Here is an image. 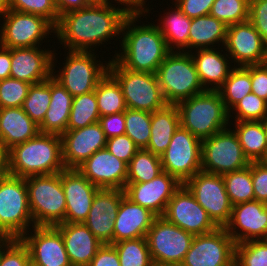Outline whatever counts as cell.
Returning <instances> with one entry per match:
<instances>
[{
	"mask_svg": "<svg viewBox=\"0 0 267 266\" xmlns=\"http://www.w3.org/2000/svg\"><path fill=\"white\" fill-rule=\"evenodd\" d=\"M233 114L234 121H262L267 117V101L251 92L229 110V120L233 118Z\"/></svg>",
	"mask_w": 267,
	"mask_h": 266,
	"instance_id": "44",
	"label": "cell"
},
{
	"mask_svg": "<svg viewBox=\"0 0 267 266\" xmlns=\"http://www.w3.org/2000/svg\"><path fill=\"white\" fill-rule=\"evenodd\" d=\"M91 3H99V2H103V1H106V0H89Z\"/></svg>",
	"mask_w": 267,
	"mask_h": 266,
	"instance_id": "63",
	"label": "cell"
},
{
	"mask_svg": "<svg viewBox=\"0 0 267 266\" xmlns=\"http://www.w3.org/2000/svg\"><path fill=\"white\" fill-rule=\"evenodd\" d=\"M235 245L225 227L195 235L181 266H234Z\"/></svg>",
	"mask_w": 267,
	"mask_h": 266,
	"instance_id": "15",
	"label": "cell"
},
{
	"mask_svg": "<svg viewBox=\"0 0 267 266\" xmlns=\"http://www.w3.org/2000/svg\"><path fill=\"white\" fill-rule=\"evenodd\" d=\"M2 18L4 23L0 26V45L6 48L40 46L44 38L55 34V26L37 14L10 9Z\"/></svg>",
	"mask_w": 267,
	"mask_h": 266,
	"instance_id": "11",
	"label": "cell"
},
{
	"mask_svg": "<svg viewBox=\"0 0 267 266\" xmlns=\"http://www.w3.org/2000/svg\"><path fill=\"white\" fill-rule=\"evenodd\" d=\"M226 110H229L244 96L252 92L250 65L234 66L225 82L217 89Z\"/></svg>",
	"mask_w": 267,
	"mask_h": 266,
	"instance_id": "35",
	"label": "cell"
},
{
	"mask_svg": "<svg viewBox=\"0 0 267 266\" xmlns=\"http://www.w3.org/2000/svg\"><path fill=\"white\" fill-rule=\"evenodd\" d=\"M202 141L179 126L162 154V170L182 184L201 171Z\"/></svg>",
	"mask_w": 267,
	"mask_h": 266,
	"instance_id": "13",
	"label": "cell"
},
{
	"mask_svg": "<svg viewBox=\"0 0 267 266\" xmlns=\"http://www.w3.org/2000/svg\"><path fill=\"white\" fill-rule=\"evenodd\" d=\"M234 266H267V240L236 244Z\"/></svg>",
	"mask_w": 267,
	"mask_h": 266,
	"instance_id": "45",
	"label": "cell"
},
{
	"mask_svg": "<svg viewBox=\"0 0 267 266\" xmlns=\"http://www.w3.org/2000/svg\"><path fill=\"white\" fill-rule=\"evenodd\" d=\"M31 85L11 77L0 80V108L22 107Z\"/></svg>",
	"mask_w": 267,
	"mask_h": 266,
	"instance_id": "47",
	"label": "cell"
},
{
	"mask_svg": "<svg viewBox=\"0 0 267 266\" xmlns=\"http://www.w3.org/2000/svg\"><path fill=\"white\" fill-rule=\"evenodd\" d=\"M220 52L217 47L198 49L193 53L189 52L195 63L200 83L205 90H217L225 82L234 67L232 64L230 65L231 59L226 54L227 52L224 54Z\"/></svg>",
	"mask_w": 267,
	"mask_h": 266,
	"instance_id": "29",
	"label": "cell"
},
{
	"mask_svg": "<svg viewBox=\"0 0 267 266\" xmlns=\"http://www.w3.org/2000/svg\"><path fill=\"white\" fill-rule=\"evenodd\" d=\"M73 96L51 76V101L39 125L40 133L62 135L67 131Z\"/></svg>",
	"mask_w": 267,
	"mask_h": 266,
	"instance_id": "30",
	"label": "cell"
},
{
	"mask_svg": "<svg viewBox=\"0 0 267 266\" xmlns=\"http://www.w3.org/2000/svg\"><path fill=\"white\" fill-rule=\"evenodd\" d=\"M95 96L100 117L125 112L127 109L122 89L109 72L97 84Z\"/></svg>",
	"mask_w": 267,
	"mask_h": 266,
	"instance_id": "36",
	"label": "cell"
},
{
	"mask_svg": "<svg viewBox=\"0 0 267 266\" xmlns=\"http://www.w3.org/2000/svg\"><path fill=\"white\" fill-rule=\"evenodd\" d=\"M114 5L106 0L61 15L54 37L69 51L85 52H93L95 46L98 48L110 38L121 39L124 20L130 13L126 8Z\"/></svg>",
	"mask_w": 267,
	"mask_h": 266,
	"instance_id": "1",
	"label": "cell"
},
{
	"mask_svg": "<svg viewBox=\"0 0 267 266\" xmlns=\"http://www.w3.org/2000/svg\"><path fill=\"white\" fill-rule=\"evenodd\" d=\"M225 229L235 244L267 240V204L253 200L232 206Z\"/></svg>",
	"mask_w": 267,
	"mask_h": 266,
	"instance_id": "19",
	"label": "cell"
},
{
	"mask_svg": "<svg viewBox=\"0 0 267 266\" xmlns=\"http://www.w3.org/2000/svg\"><path fill=\"white\" fill-rule=\"evenodd\" d=\"M31 216L35 226L64 223L66 200L61 172L25 178Z\"/></svg>",
	"mask_w": 267,
	"mask_h": 266,
	"instance_id": "6",
	"label": "cell"
},
{
	"mask_svg": "<svg viewBox=\"0 0 267 266\" xmlns=\"http://www.w3.org/2000/svg\"><path fill=\"white\" fill-rule=\"evenodd\" d=\"M184 185L206 210L217 227H225L231 218L232 204L226 192L222 175L197 172Z\"/></svg>",
	"mask_w": 267,
	"mask_h": 266,
	"instance_id": "14",
	"label": "cell"
},
{
	"mask_svg": "<svg viewBox=\"0 0 267 266\" xmlns=\"http://www.w3.org/2000/svg\"><path fill=\"white\" fill-rule=\"evenodd\" d=\"M10 10L9 0H0V19Z\"/></svg>",
	"mask_w": 267,
	"mask_h": 266,
	"instance_id": "60",
	"label": "cell"
},
{
	"mask_svg": "<svg viewBox=\"0 0 267 266\" xmlns=\"http://www.w3.org/2000/svg\"><path fill=\"white\" fill-rule=\"evenodd\" d=\"M30 253L20 238L0 242V266H30Z\"/></svg>",
	"mask_w": 267,
	"mask_h": 266,
	"instance_id": "46",
	"label": "cell"
},
{
	"mask_svg": "<svg viewBox=\"0 0 267 266\" xmlns=\"http://www.w3.org/2000/svg\"><path fill=\"white\" fill-rule=\"evenodd\" d=\"M250 0H215L210 15L226 26L243 23L249 20Z\"/></svg>",
	"mask_w": 267,
	"mask_h": 266,
	"instance_id": "43",
	"label": "cell"
},
{
	"mask_svg": "<svg viewBox=\"0 0 267 266\" xmlns=\"http://www.w3.org/2000/svg\"><path fill=\"white\" fill-rule=\"evenodd\" d=\"M10 9L37 14L48 19L54 26L58 24L59 15L54 0H9Z\"/></svg>",
	"mask_w": 267,
	"mask_h": 266,
	"instance_id": "48",
	"label": "cell"
},
{
	"mask_svg": "<svg viewBox=\"0 0 267 266\" xmlns=\"http://www.w3.org/2000/svg\"><path fill=\"white\" fill-rule=\"evenodd\" d=\"M9 175L8 152L0 147V182Z\"/></svg>",
	"mask_w": 267,
	"mask_h": 266,
	"instance_id": "59",
	"label": "cell"
},
{
	"mask_svg": "<svg viewBox=\"0 0 267 266\" xmlns=\"http://www.w3.org/2000/svg\"><path fill=\"white\" fill-rule=\"evenodd\" d=\"M51 101V77L32 84L23 103L24 112L39 126L49 109Z\"/></svg>",
	"mask_w": 267,
	"mask_h": 266,
	"instance_id": "40",
	"label": "cell"
},
{
	"mask_svg": "<svg viewBox=\"0 0 267 266\" xmlns=\"http://www.w3.org/2000/svg\"><path fill=\"white\" fill-rule=\"evenodd\" d=\"M215 0H175L177 6L189 18L209 15Z\"/></svg>",
	"mask_w": 267,
	"mask_h": 266,
	"instance_id": "54",
	"label": "cell"
},
{
	"mask_svg": "<svg viewBox=\"0 0 267 266\" xmlns=\"http://www.w3.org/2000/svg\"><path fill=\"white\" fill-rule=\"evenodd\" d=\"M88 266H121L113 244H103Z\"/></svg>",
	"mask_w": 267,
	"mask_h": 266,
	"instance_id": "55",
	"label": "cell"
},
{
	"mask_svg": "<svg viewBox=\"0 0 267 266\" xmlns=\"http://www.w3.org/2000/svg\"><path fill=\"white\" fill-rule=\"evenodd\" d=\"M174 10L164 12L157 27L165 38L166 45L170 51H182L188 53V38L191 26V18L182 12L174 2Z\"/></svg>",
	"mask_w": 267,
	"mask_h": 266,
	"instance_id": "33",
	"label": "cell"
},
{
	"mask_svg": "<svg viewBox=\"0 0 267 266\" xmlns=\"http://www.w3.org/2000/svg\"><path fill=\"white\" fill-rule=\"evenodd\" d=\"M262 123H263V127L266 133V138H267V117L264 120H262Z\"/></svg>",
	"mask_w": 267,
	"mask_h": 266,
	"instance_id": "62",
	"label": "cell"
},
{
	"mask_svg": "<svg viewBox=\"0 0 267 266\" xmlns=\"http://www.w3.org/2000/svg\"><path fill=\"white\" fill-rule=\"evenodd\" d=\"M237 134L245 156L252 161L267 158V138L262 121H235Z\"/></svg>",
	"mask_w": 267,
	"mask_h": 266,
	"instance_id": "34",
	"label": "cell"
},
{
	"mask_svg": "<svg viewBox=\"0 0 267 266\" xmlns=\"http://www.w3.org/2000/svg\"><path fill=\"white\" fill-rule=\"evenodd\" d=\"M61 233L72 266H88L103 245L84 223H60Z\"/></svg>",
	"mask_w": 267,
	"mask_h": 266,
	"instance_id": "27",
	"label": "cell"
},
{
	"mask_svg": "<svg viewBox=\"0 0 267 266\" xmlns=\"http://www.w3.org/2000/svg\"><path fill=\"white\" fill-rule=\"evenodd\" d=\"M11 49L0 45V80L10 77Z\"/></svg>",
	"mask_w": 267,
	"mask_h": 266,
	"instance_id": "57",
	"label": "cell"
},
{
	"mask_svg": "<svg viewBox=\"0 0 267 266\" xmlns=\"http://www.w3.org/2000/svg\"><path fill=\"white\" fill-rule=\"evenodd\" d=\"M251 177L255 200L267 204V163L252 161Z\"/></svg>",
	"mask_w": 267,
	"mask_h": 266,
	"instance_id": "50",
	"label": "cell"
},
{
	"mask_svg": "<svg viewBox=\"0 0 267 266\" xmlns=\"http://www.w3.org/2000/svg\"><path fill=\"white\" fill-rule=\"evenodd\" d=\"M41 46L11 49L10 77L36 84L52 76L53 52Z\"/></svg>",
	"mask_w": 267,
	"mask_h": 266,
	"instance_id": "25",
	"label": "cell"
},
{
	"mask_svg": "<svg viewBox=\"0 0 267 266\" xmlns=\"http://www.w3.org/2000/svg\"><path fill=\"white\" fill-rule=\"evenodd\" d=\"M59 17L67 12L88 7L89 0H54Z\"/></svg>",
	"mask_w": 267,
	"mask_h": 266,
	"instance_id": "56",
	"label": "cell"
},
{
	"mask_svg": "<svg viewBox=\"0 0 267 266\" xmlns=\"http://www.w3.org/2000/svg\"><path fill=\"white\" fill-rule=\"evenodd\" d=\"M100 118L95 91L73 97L67 130L97 123Z\"/></svg>",
	"mask_w": 267,
	"mask_h": 266,
	"instance_id": "38",
	"label": "cell"
},
{
	"mask_svg": "<svg viewBox=\"0 0 267 266\" xmlns=\"http://www.w3.org/2000/svg\"><path fill=\"white\" fill-rule=\"evenodd\" d=\"M30 230L20 239L29 250L33 266H72L63 237L55 226H34Z\"/></svg>",
	"mask_w": 267,
	"mask_h": 266,
	"instance_id": "18",
	"label": "cell"
},
{
	"mask_svg": "<svg viewBox=\"0 0 267 266\" xmlns=\"http://www.w3.org/2000/svg\"><path fill=\"white\" fill-rule=\"evenodd\" d=\"M250 79L252 92L267 101V61L250 65Z\"/></svg>",
	"mask_w": 267,
	"mask_h": 266,
	"instance_id": "52",
	"label": "cell"
},
{
	"mask_svg": "<svg viewBox=\"0 0 267 266\" xmlns=\"http://www.w3.org/2000/svg\"><path fill=\"white\" fill-rule=\"evenodd\" d=\"M223 48L234 66L263 64L267 61V44L249 21L227 27Z\"/></svg>",
	"mask_w": 267,
	"mask_h": 266,
	"instance_id": "17",
	"label": "cell"
},
{
	"mask_svg": "<svg viewBox=\"0 0 267 266\" xmlns=\"http://www.w3.org/2000/svg\"><path fill=\"white\" fill-rule=\"evenodd\" d=\"M163 217L194 236L210 233L218 228L184 184L169 200Z\"/></svg>",
	"mask_w": 267,
	"mask_h": 266,
	"instance_id": "16",
	"label": "cell"
},
{
	"mask_svg": "<svg viewBox=\"0 0 267 266\" xmlns=\"http://www.w3.org/2000/svg\"><path fill=\"white\" fill-rule=\"evenodd\" d=\"M62 159L65 168H78L96 151L106 148L107 138L100 124L67 130L61 135Z\"/></svg>",
	"mask_w": 267,
	"mask_h": 266,
	"instance_id": "22",
	"label": "cell"
},
{
	"mask_svg": "<svg viewBox=\"0 0 267 266\" xmlns=\"http://www.w3.org/2000/svg\"><path fill=\"white\" fill-rule=\"evenodd\" d=\"M176 107L180 126L201 141L234 125L217 90H205L177 103Z\"/></svg>",
	"mask_w": 267,
	"mask_h": 266,
	"instance_id": "4",
	"label": "cell"
},
{
	"mask_svg": "<svg viewBox=\"0 0 267 266\" xmlns=\"http://www.w3.org/2000/svg\"><path fill=\"white\" fill-rule=\"evenodd\" d=\"M155 74L167 104L176 105L205 91L190 53L171 51Z\"/></svg>",
	"mask_w": 267,
	"mask_h": 266,
	"instance_id": "5",
	"label": "cell"
},
{
	"mask_svg": "<svg viewBox=\"0 0 267 266\" xmlns=\"http://www.w3.org/2000/svg\"><path fill=\"white\" fill-rule=\"evenodd\" d=\"M121 266H152L146 237L122 240L113 244Z\"/></svg>",
	"mask_w": 267,
	"mask_h": 266,
	"instance_id": "41",
	"label": "cell"
},
{
	"mask_svg": "<svg viewBox=\"0 0 267 266\" xmlns=\"http://www.w3.org/2000/svg\"><path fill=\"white\" fill-rule=\"evenodd\" d=\"M142 16L144 13H130L125 18L121 31L123 38L119 40L122 52L115 51L113 58L126 69L155 74L171 51L154 22L136 23Z\"/></svg>",
	"mask_w": 267,
	"mask_h": 266,
	"instance_id": "2",
	"label": "cell"
},
{
	"mask_svg": "<svg viewBox=\"0 0 267 266\" xmlns=\"http://www.w3.org/2000/svg\"><path fill=\"white\" fill-rule=\"evenodd\" d=\"M30 226L35 225L25 178L9 174L0 182V235L4 239L21 238Z\"/></svg>",
	"mask_w": 267,
	"mask_h": 266,
	"instance_id": "7",
	"label": "cell"
},
{
	"mask_svg": "<svg viewBox=\"0 0 267 266\" xmlns=\"http://www.w3.org/2000/svg\"><path fill=\"white\" fill-rule=\"evenodd\" d=\"M61 183L66 200L64 222L83 223L100 188L92 184L76 168H65L61 171Z\"/></svg>",
	"mask_w": 267,
	"mask_h": 266,
	"instance_id": "20",
	"label": "cell"
},
{
	"mask_svg": "<svg viewBox=\"0 0 267 266\" xmlns=\"http://www.w3.org/2000/svg\"><path fill=\"white\" fill-rule=\"evenodd\" d=\"M194 235L170 223L163 216L154 219L146 240L152 261L163 264L183 262Z\"/></svg>",
	"mask_w": 267,
	"mask_h": 266,
	"instance_id": "12",
	"label": "cell"
},
{
	"mask_svg": "<svg viewBox=\"0 0 267 266\" xmlns=\"http://www.w3.org/2000/svg\"><path fill=\"white\" fill-rule=\"evenodd\" d=\"M182 183L167 172L144 183H126L125 195L134 203L149 209L157 217L163 216L169 200Z\"/></svg>",
	"mask_w": 267,
	"mask_h": 266,
	"instance_id": "21",
	"label": "cell"
},
{
	"mask_svg": "<svg viewBox=\"0 0 267 266\" xmlns=\"http://www.w3.org/2000/svg\"><path fill=\"white\" fill-rule=\"evenodd\" d=\"M152 266H181L179 264H163V263H152Z\"/></svg>",
	"mask_w": 267,
	"mask_h": 266,
	"instance_id": "61",
	"label": "cell"
},
{
	"mask_svg": "<svg viewBox=\"0 0 267 266\" xmlns=\"http://www.w3.org/2000/svg\"><path fill=\"white\" fill-rule=\"evenodd\" d=\"M179 126L180 118L176 105L167 104L164 108L152 112L151 137L145 149L161 157Z\"/></svg>",
	"mask_w": 267,
	"mask_h": 266,
	"instance_id": "31",
	"label": "cell"
},
{
	"mask_svg": "<svg viewBox=\"0 0 267 266\" xmlns=\"http://www.w3.org/2000/svg\"><path fill=\"white\" fill-rule=\"evenodd\" d=\"M228 127L202 140L201 170L224 175L249 166L234 129Z\"/></svg>",
	"mask_w": 267,
	"mask_h": 266,
	"instance_id": "10",
	"label": "cell"
},
{
	"mask_svg": "<svg viewBox=\"0 0 267 266\" xmlns=\"http://www.w3.org/2000/svg\"><path fill=\"white\" fill-rule=\"evenodd\" d=\"M227 27L210 14L192 18L188 38V49L191 50H188V53L192 50L215 48L216 44L219 47L221 43L222 49L226 39Z\"/></svg>",
	"mask_w": 267,
	"mask_h": 266,
	"instance_id": "32",
	"label": "cell"
},
{
	"mask_svg": "<svg viewBox=\"0 0 267 266\" xmlns=\"http://www.w3.org/2000/svg\"><path fill=\"white\" fill-rule=\"evenodd\" d=\"M118 5L124 6L129 13H149L151 9L147 8L146 0H114ZM126 6V7H125Z\"/></svg>",
	"mask_w": 267,
	"mask_h": 266,
	"instance_id": "58",
	"label": "cell"
},
{
	"mask_svg": "<svg viewBox=\"0 0 267 266\" xmlns=\"http://www.w3.org/2000/svg\"><path fill=\"white\" fill-rule=\"evenodd\" d=\"M267 44V0L249 1V20Z\"/></svg>",
	"mask_w": 267,
	"mask_h": 266,
	"instance_id": "51",
	"label": "cell"
},
{
	"mask_svg": "<svg viewBox=\"0 0 267 266\" xmlns=\"http://www.w3.org/2000/svg\"><path fill=\"white\" fill-rule=\"evenodd\" d=\"M39 133V126L22 107L0 108V147L5 151Z\"/></svg>",
	"mask_w": 267,
	"mask_h": 266,
	"instance_id": "28",
	"label": "cell"
},
{
	"mask_svg": "<svg viewBox=\"0 0 267 266\" xmlns=\"http://www.w3.org/2000/svg\"><path fill=\"white\" fill-rule=\"evenodd\" d=\"M222 177L232 206L255 200L251 177V162L248 167L226 173Z\"/></svg>",
	"mask_w": 267,
	"mask_h": 266,
	"instance_id": "39",
	"label": "cell"
},
{
	"mask_svg": "<svg viewBox=\"0 0 267 266\" xmlns=\"http://www.w3.org/2000/svg\"><path fill=\"white\" fill-rule=\"evenodd\" d=\"M98 123L107 139L125 134V112L102 116Z\"/></svg>",
	"mask_w": 267,
	"mask_h": 266,
	"instance_id": "53",
	"label": "cell"
},
{
	"mask_svg": "<svg viewBox=\"0 0 267 266\" xmlns=\"http://www.w3.org/2000/svg\"><path fill=\"white\" fill-rule=\"evenodd\" d=\"M106 149L127 165L140 150L126 134L107 139Z\"/></svg>",
	"mask_w": 267,
	"mask_h": 266,
	"instance_id": "49",
	"label": "cell"
},
{
	"mask_svg": "<svg viewBox=\"0 0 267 266\" xmlns=\"http://www.w3.org/2000/svg\"><path fill=\"white\" fill-rule=\"evenodd\" d=\"M156 217L149 209L134 203L124 194L113 222V244L146 237Z\"/></svg>",
	"mask_w": 267,
	"mask_h": 266,
	"instance_id": "26",
	"label": "cell"
},
{
	"mask_svg": "<svg viewBox=\"0 0 267 266\" xmlns=\"http://www.w3.org/2000/svg\"><path fill=\"white\" fill-rule=\"evenodd\" d=\"M124 194L120 189H99L93 199L83 223L102 244H113V222Z\"/></svg>",
	"mask_w": 267,
	"mask_h": 266,
	"instance_id": "24",
	"label": "cell"
},
{
	"mask_svg": "<svg viewBox=\"0 0 267 266\" xmlns=\"http://www.w3.org/2000/svg\"><path fill=\"white\" fill-rule=\"evenodd\" d=\"M152 113L127 108L125 110V134L138 146L145 149L151 137Z\"/></svg>",
	"mask_w": 267,
	"mask_h": 266,
	"instance_id": "42",
	"label": "cell"
},
{
	"mask_svg": "<svg viewBox=\"0 0 267 266\" xmlns=\"http://www.w3.org/2000/svg\"><path fill=\"white\" fill-rule=\"evenodd\" d=\"M162 172L160 156L140 149L128 164L127 183L149 182Z\"/></svg>",
	"mask_w": 267,
	"mask_h": 266,
	"instance_id": "37",
	"label": "cell"
},
{
	"mask_svg": "<svg viewBox=\"0 0 267 266\" xmlns=\"http://www.w3.org/2000/svg\"><path fill=\"white\" fill-rule=\"evenodd\" d=\"M7 152L8 171L13 176L27 178L55 174L65 169L61 135L39 133Z\"/></svg>",
	"mask_w": 267,
	"mask_h": 266,
	"instance_id": "3",
	"label": "cell"
},
{
	"mask_svg": "<svg viewBox=\"0 0 267 266\" xmlns=\"http://www.w3.org/2000/svg\"><path fill=\"white\" fill-rule=\"evenodd\" d=\"M108 72L119 83L127 108L152 113L167 105L156 74L126 69L113 57Z\"/></svg>",
	"mask_w": 267,
	"mask_h": 266,
	"instance_id": "9",
	"label": "cell"
},
{
	"mask_svg": "<svg viewBox=\"0 0 267 266\" xmlns=\"http://www.w3.org/2000/svg\"><path fill=\"white\" fill-rule=\"evenodd\" d=\"M76 169L100 189L124 190L126 187L128 165L106 148L96 151Z\"/></svg>",
	"mask_w": 267,
	"mask_h": 266,
	"instance_id": "23",
	"label": "cell"
},
{
	"mask_svg": "<svg viewBox=\"0 0 267 266\" xmlns=\"http://www.w3.org/2000/svg\"><path fill=\"white\" fill-rule=\"evenodd\" d=\"M53 52L52 77L58 81L73 97L95 91L99 81L107 74L108 63L97 60L96 52L67 51L62 69L55 71L57 61ZM56 58V59H55ZM105 64V65H104ZM57 73H55V72Z\"/></svg>",
	"mask_w": 267,
	"mask_h": 266,
	"instance_id": "8",
	"label": "cell"
}]
</instances>
